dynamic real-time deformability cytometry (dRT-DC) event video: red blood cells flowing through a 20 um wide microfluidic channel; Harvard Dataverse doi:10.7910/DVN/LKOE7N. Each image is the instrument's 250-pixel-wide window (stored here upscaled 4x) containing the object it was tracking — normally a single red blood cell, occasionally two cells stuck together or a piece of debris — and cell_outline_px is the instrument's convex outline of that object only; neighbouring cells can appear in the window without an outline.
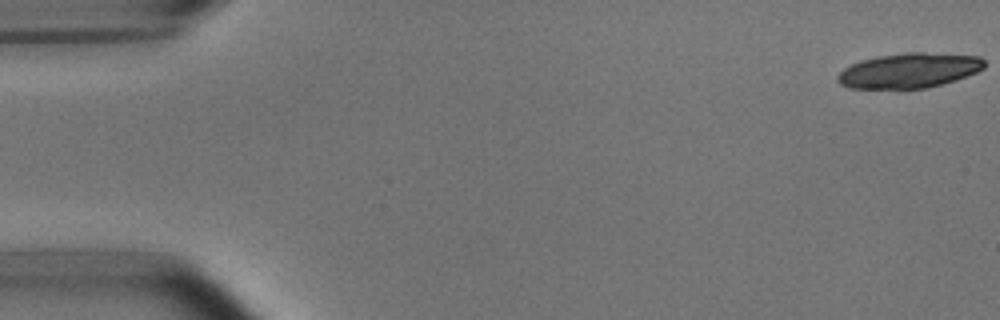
{"species": "common noctule bat (a hibernating species)", "species_latin": "Nyctalus noctula", "temperature_condition": "room temperature", "stored_images_in_passage": 19, "camera_frame_rate_fps": 3000, "um_per_image_px": 0.085, "animal": {"sex": "male", "body_mass_g": 15.6}, "frame": {"image": 1, "passage_image": 1, "time_ms": 0.0, "image_size_px": [1000, 320], "cell_outline_px": [[984, 68], [976, 72], [956, 80], [928, 88], [848, 88], [840, 84], [836, 80], [836, 76], [844, 68], [860, 60], [876, 56], [908, 52], [924, 52], [980, 56], [984, 60]], "centroid_in_image_um": [77.26, 5.99], "position_along_channel_um": 7.7, "area_um2": 29.94}}
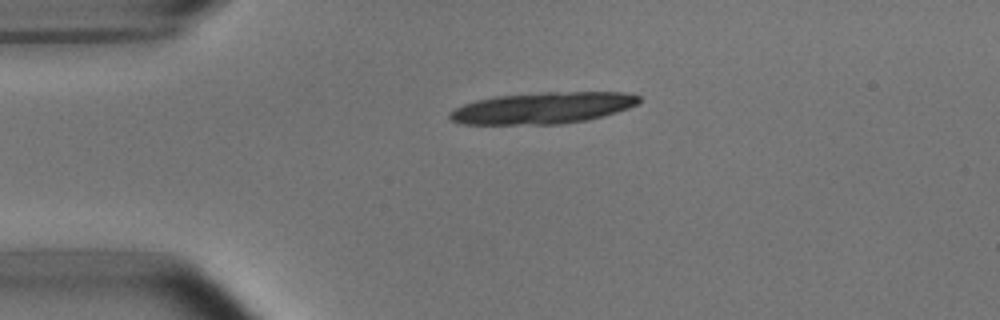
{"frame": {"image": 2, "passage_image": 12, "time_ms": 3.667, "image_size_px": [1000, 320], "cell_outline_px": [[640, 100], [636, 104], [628, 108], [616, 112], [588, 120], [560, 124], [464, 124], [452, 120], [448, 116], [448, 112], [464, 104], [476, 100], [496, 96], [544, 92], [624, 92], [640, 96]], "centroid_in_image_um": [46.13, 9.17], "position_along_channel_um": 38.9, "area_um2": 34.62}}